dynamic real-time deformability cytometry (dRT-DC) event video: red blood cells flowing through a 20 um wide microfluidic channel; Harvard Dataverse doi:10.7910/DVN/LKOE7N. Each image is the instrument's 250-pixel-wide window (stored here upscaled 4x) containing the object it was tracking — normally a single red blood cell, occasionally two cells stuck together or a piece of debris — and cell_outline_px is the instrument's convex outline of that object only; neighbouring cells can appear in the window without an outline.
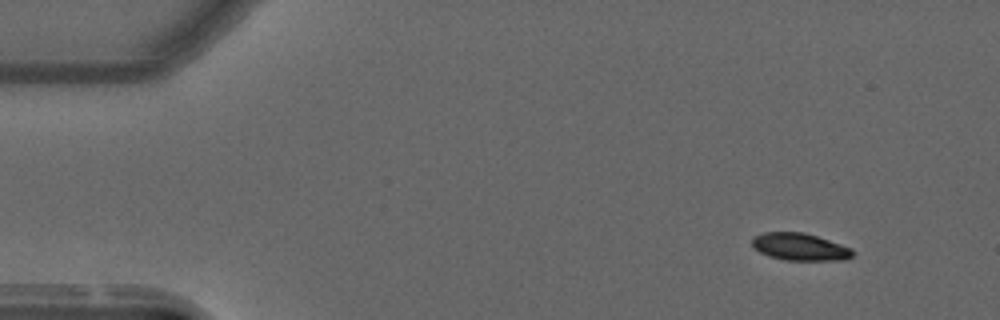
{"species": "common noctule bat (a hibernating species)", "species_latin": "Nyctalus noctula", "temperature_condition": "warm", "stored_images_in_passage": 51, "camera_frame_rate_fps": 3000, "um_per_image_px": 0.085, "animal": {"sex": "male", "forearm_length_mm": 52.5}, "frame": {"image": 1, "passage_image": 1, "time_ms": 0.0, "image_size_px": [1000, 320], "cell_outline_px": [[856, 252], [852, 256], [844, 260], [784, 260], [768, 256], [752, 248], [752, 236], [764, 232], [804, 232], [852, 248]], "centroid_in_image_um": [67.96, 20.98], "position_along_channel_um": 17.0, "area_um2": 16.13}}
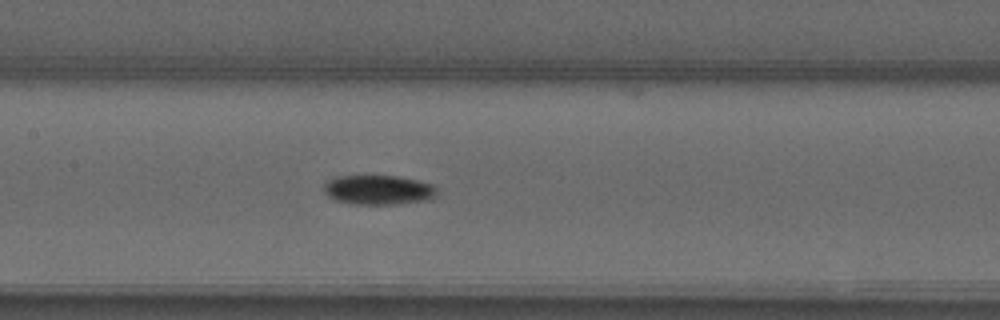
{"frame": {"image": 2, "passage_image": 22, "time_ms": 7.0, "image_size_px": [1000, 320], "cell_outline_px": [[436, 196], [428, 200], [396, 204], [356, 204], [336, 200], [328, 196], [324, 192], [324, 184], [328, 180], [336, 176], [396, 176], [416, 180], [432, 184], [436, 188]], "centroid_in_image_um": [32.16, 16.14], "position_along_channel_um": 175.2, "area_um2": 19.36}}
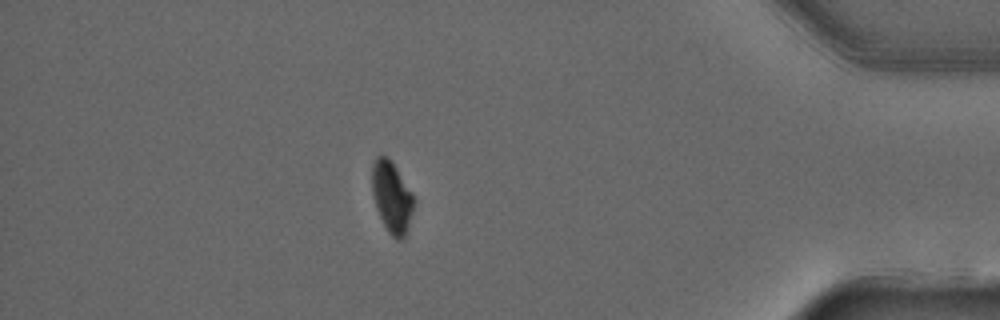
{"frame": {"image": 3, "passage_image": 44, "time_ms": 14.333, "image_size_px": [1000, 320], "cell_outline_px": [[412, 208], [404, 240], [396, 240], [388, 232], [376, 208], [372, 192], [372, 164], [376, 156], [384, 156], [392, 160], [412, 192]], "centroid_in_image_um": [33.27, 16.73], "position_along_channel_um": 401.9, "area_um2": 17.11}, "authors_computed_cell_mechanics": {"area_um2": 18.5538, "velocity_mm_per_s": 3.691, "shape_relaxation_time_tau1_ms": 7.283, "shape_relaxation_time_tau2_ms": null, "deformation_change_tau1": 0.1833, "deformation_change_tau2": null}}